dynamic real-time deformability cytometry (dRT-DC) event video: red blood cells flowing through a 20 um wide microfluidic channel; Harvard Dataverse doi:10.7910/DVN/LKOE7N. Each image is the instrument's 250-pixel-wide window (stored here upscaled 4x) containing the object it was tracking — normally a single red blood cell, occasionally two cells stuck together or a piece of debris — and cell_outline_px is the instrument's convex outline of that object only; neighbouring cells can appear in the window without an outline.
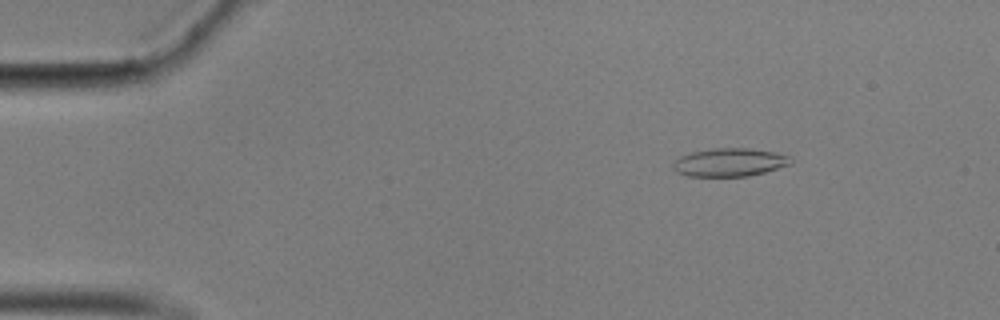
{"species": "common noctule bat (a hibernating species)", "species_latin": "Nyctalus noctula", "temperature_condition": "cold", "stored_images_in_passage": 55, "camera_frame_rate_fps": 3000, "um_per_image_px": 0.085, "animal": {"sex": "male", "body_mass_g": 17.9}, "frame": {"image": 1, "passage_image": 6, "time_ms": 1.667, "image_size_px": [1000, 320], "cell_outline_px": [[792, 164], [764, 172], [748, 176], [688, 176], [676, 172], [672, 168], [672, 164], [680, 156], [692, 152], [716, 148], [748, 148], [776, 152], [792, 156]], "centroid_in_image_um": [62.04, 13.79], "position_along_channel_um": 23.0, "area_um2": 19.42}}
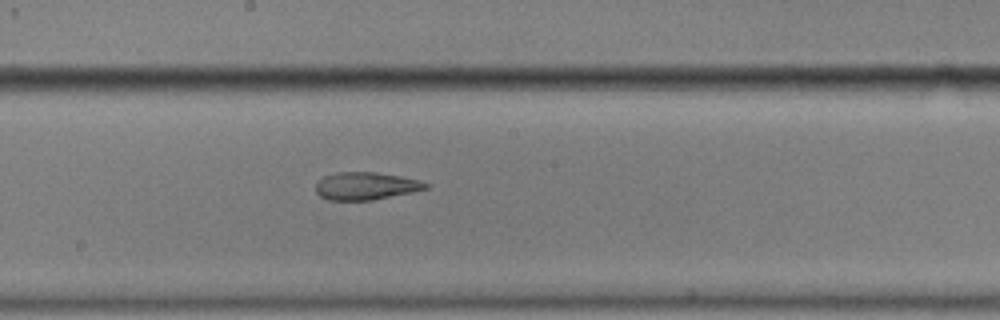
{"frame": {"image": 2, "passage_image": 29, "time_ms": 9.333, "image_size_px": [1000, 320], "cell_outline_px": [[432, 184], [428, 188], [412, 192], [372, 200], [328, 200], [320, 196], [316, 192], [316, 184], [324, 176], [336, 172], [376, 172], [420, 180]], "centroid_in_image_um": [31.11, 15.81], "position_along_channel_um": 217.1, "area_um2": 17.69}}
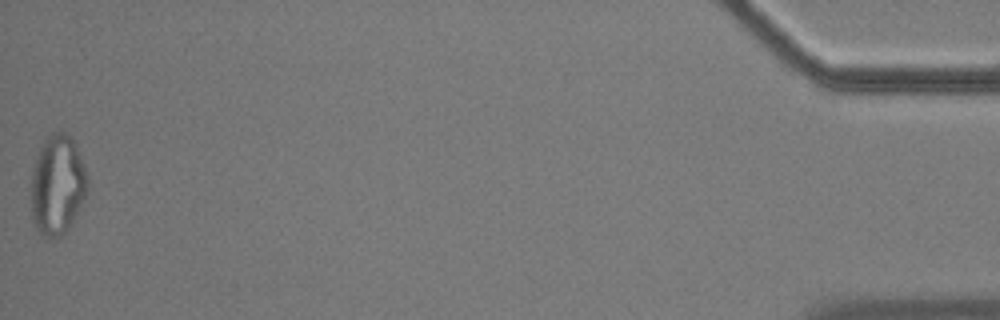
{"frame": {"image": 3, "passage_image": 55, "time_ms": 18.0, "image_size_px": [1000, 320], "cell_outline_px": [[88, 192], [72, 224], [60, 236], [44, 236], [36, 228], [32, 220], [32, 168], [36, 156], [44, 140], [52, 132], [64, 132], [72, 136], [84, 164], [88, 176]], "centroid_in_image_um": [4.91, 15.69], "position_along_channel_um": 430.3, "area_um2": 32.95}, "authors_computed_cell_mechanics": {"area_um2": 19.4208, "velocity_mm_per_s": 3.5229, "shape_relaxation_time_tau1_ms": null, "shape_relaxation_time_tau2_ms": 2.9208, "deformation_change_tau1": null, "deformation_change_tau2": 0.1159}}